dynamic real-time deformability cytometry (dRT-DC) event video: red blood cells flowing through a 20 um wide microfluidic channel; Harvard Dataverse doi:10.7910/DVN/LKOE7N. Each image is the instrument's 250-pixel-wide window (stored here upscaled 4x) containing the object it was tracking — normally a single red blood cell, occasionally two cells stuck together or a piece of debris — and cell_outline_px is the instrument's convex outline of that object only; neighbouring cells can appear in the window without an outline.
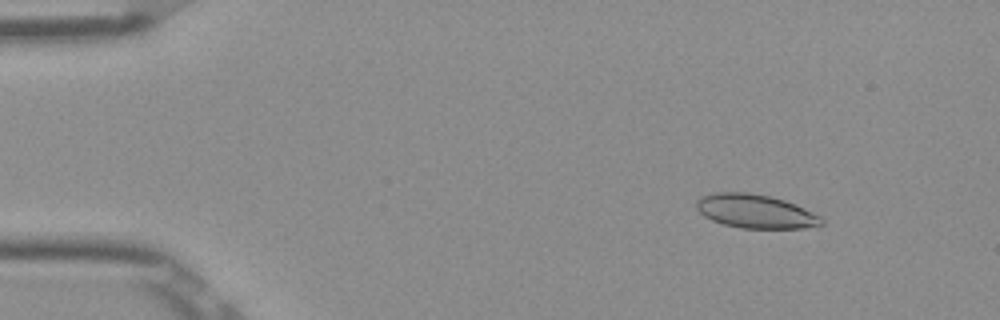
{"species": "Egyptian fruit bat (a non-hibernating species)", "species_latin": "Rousettus aegyptiacus", "temperature_condition": "room temperature", "stored_images_in_passage": 16, "camera_frame_rate_fps": 3000, "um_per_image_px": 0.085, "frame": {"image": 1, "passage_image": 7, "time_ms": 2.0, "image_size_px": [1000, 320], "cell_outline_px": [[824, 224], [804, 228], [740, 228], [724, 224], [712, 220], [704, 216], [696, 208], [696, 200], [700, 196], [716, 192], [748, 192], [768, 196], [784, 200], [804, 208], [820, 216], [824, 220]], "centroid_in_image_um": [64.19, 17.96], "position_along_channel_um": 20.8, "area_um2": 24.57}}